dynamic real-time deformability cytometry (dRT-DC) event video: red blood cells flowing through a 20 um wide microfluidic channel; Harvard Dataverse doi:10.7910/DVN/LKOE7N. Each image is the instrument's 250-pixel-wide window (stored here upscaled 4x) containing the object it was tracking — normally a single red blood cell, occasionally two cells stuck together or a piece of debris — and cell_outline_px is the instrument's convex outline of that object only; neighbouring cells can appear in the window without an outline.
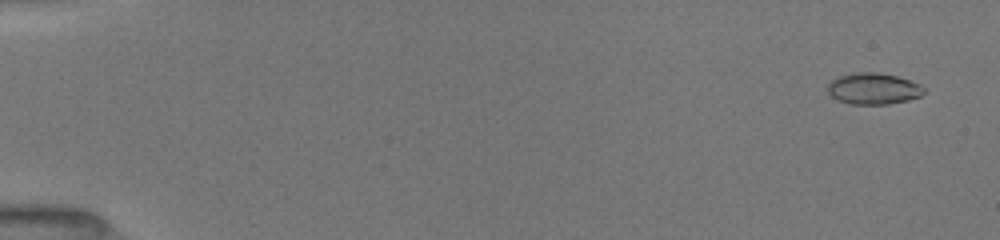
{"species": "common noctule bat (a hibernating species)", "species_latin": "Nyctalus noctula", "temperature_condition": "room temperature", "stored_images_in_passage": 6, "camera_frame_rate_fps": 3000, "um_per_image_px": 0.085, "animal": {"sex": "female", "body_mass_g": 19.5, "forearm_length_mm": 54.1}, "frame": {"image": 1, "passage_image": 1, "time_ms": 0.0, "image_size_px": [1000, 240], "cell_outline_px": [[928, 88], [920, 96], [908, 100], [888, 104], [852, 104], [840, 100], [832, 96], [828, 92], [828, 84], [832, 80], [840, 76], [856, 72], [880, 72], [896, 76], [920, 84]], "centroid_in_image_um": [74.28, 7.53], "position_along_channel_um": 10.7, "area_um2": 17.51}}
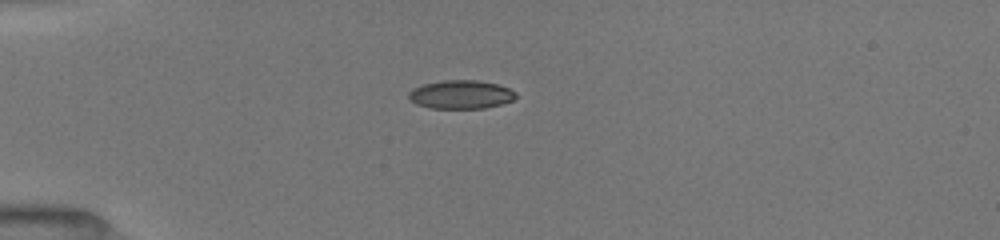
{"frame": {"image": 2, "passage_image": 5, "time_ms": 4.0, "image_size_px": [1000, 240], "cell_outline_px": [[516, 96], [512, 100], [500, 104], [484, 108], [432, 108], [416, 104], [408, 96], [408, 92], [412, 88], [424, 84], [444, 80], [476, 80], [496, 84], [508, 88], [516, 92]], "centroid_in_image_um": [39.16, 8.03], "position_along_channel_um": 45.8, "area_um2": 17.63}}